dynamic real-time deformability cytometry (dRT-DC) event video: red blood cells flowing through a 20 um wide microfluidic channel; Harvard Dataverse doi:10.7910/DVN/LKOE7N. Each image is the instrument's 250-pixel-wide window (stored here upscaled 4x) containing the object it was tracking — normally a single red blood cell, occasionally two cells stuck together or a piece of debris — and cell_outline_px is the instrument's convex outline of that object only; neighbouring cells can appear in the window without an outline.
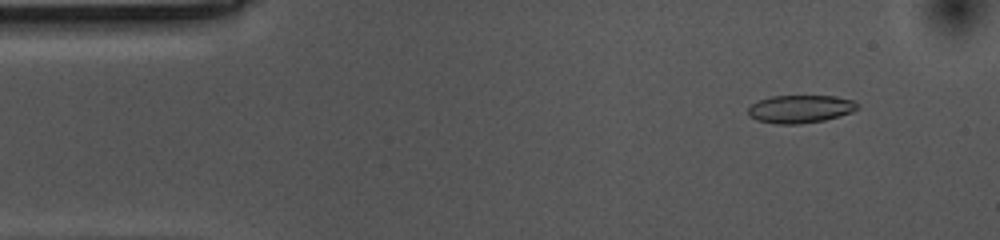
{"species": "common noctule bat (a hibernating species)", "species_latin": "Nyctalus noctula", "temperature_condition": "cold", "stored_images_in_passage": 55, "camera_frame_rate_fps": 3000, "um_per_image_px": 0.085, "animal": {"sex": "female", "body_mass_g": 10.0, "forearm_length_mm": 53.1}, "frame": {"image": 1, "passage_image": 5, "time_ms": 1.333, "image_size_px": [1000, 240], "cell_outline_px": [[860, 108], [852, 112], [840, 116], [824, 120], [800, 124], [776, 124], [756, 120], [748, 116], [748, 108], [752, 104], [760, 100], [772, 96], [836, 96], [852, 100], [860, 104]], "centroid_in_image_um": [68.05, 9.27], "position_along_channel_um": 17.0, "area_um2": 17.92}}
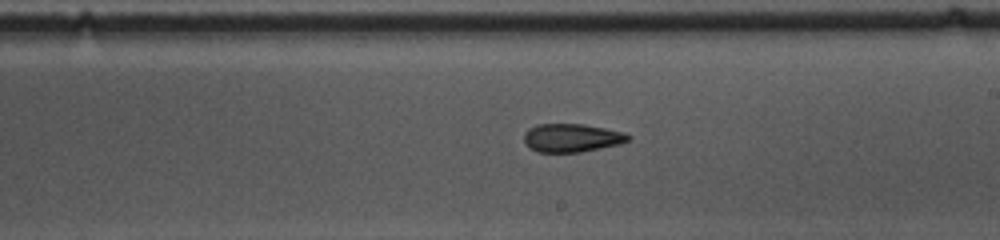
{"frame": {"image": 2, "passage_image": 30, "time_ms": 9.667, "image_size_px": [1000, 240], "cell_outline_px": [[632, 140], [620, 144], [580, 152], [536, 152], [528, 148], [524, 144], [524, 132], [528, 128], [536, 124], [584, 124], [624, 132], [632, 136]], "centroid_in_image_um": [48.58, 11.72], "position_along_channel_um": 240.4, "area_um2": 17.51}}
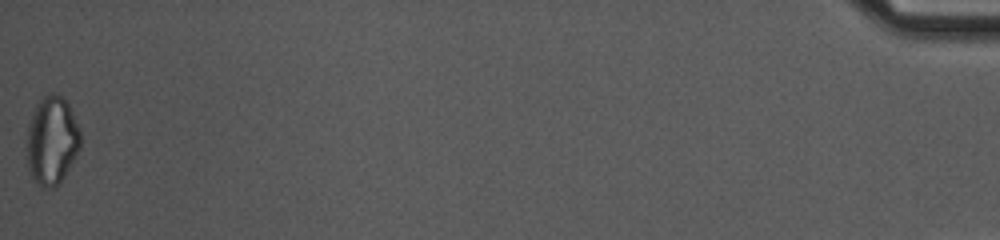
{"frame": {"image": 3, "passage_image": 55, "time_ms": 18.0, "image_size_px": [1000, 240], "cell_outline_px": [[80, 148], [60, 184], [56, 188], [44, 188], [32, 176], [28, 168], [28, 124], [36, 104], [48, 92], [56, 92], [64, 96], [80, 128]], "centroid_in_image_um": [4.43, 11.91], "position_along_channel_um": 430.8, "area_um2": 27.63}, "authors_computed_cell_mechanics": {"area_um2": 18.207, "velocity_mm_per_s": 3.5499, "shape_relaxation_time_tau1_ms": null, "shape_relaxation_time_tau2_ms": 2.6315, "deformation_change_tau1": null, "deformation_change_tau2": 0.0893}}